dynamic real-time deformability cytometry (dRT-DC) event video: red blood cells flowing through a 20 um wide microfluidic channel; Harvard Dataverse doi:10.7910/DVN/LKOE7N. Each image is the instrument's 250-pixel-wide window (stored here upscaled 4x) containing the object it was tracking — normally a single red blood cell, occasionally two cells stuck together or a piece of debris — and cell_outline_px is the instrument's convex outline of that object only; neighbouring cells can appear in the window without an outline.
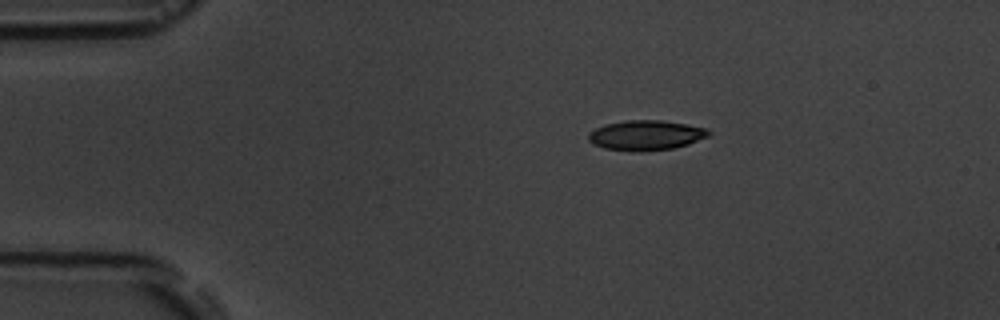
{"species": "common noctule bat (a hibernating species)", "species_latin": "Nyctalus noctula", "temperature_condition": "room temperature", "stored_images_in_passage": 4, "camera_frame_rate_fps": 3000, "um_per_image_px": 0.085, "animal": {"sex": "male", "body_mass_g": 19.5, "forearm_length_mm": 54.6}, "frame": {"image": 1, "passage_image": 1, "time_ms": 0.0, "image_size_px": [1000, 320], "cell_outline_px": [[712, 132], [708, 136], [688, 144], [672, 148], [640, 152], [604, 148], [588, 140], [588, 132], [604, 124], [624, 120], [660, 120], [684, 124], [704, 128]], "centroid_in_image_um": [54.87, 11.49], "position_along_channel_um": 30.1, "area_um2": 20.81}}